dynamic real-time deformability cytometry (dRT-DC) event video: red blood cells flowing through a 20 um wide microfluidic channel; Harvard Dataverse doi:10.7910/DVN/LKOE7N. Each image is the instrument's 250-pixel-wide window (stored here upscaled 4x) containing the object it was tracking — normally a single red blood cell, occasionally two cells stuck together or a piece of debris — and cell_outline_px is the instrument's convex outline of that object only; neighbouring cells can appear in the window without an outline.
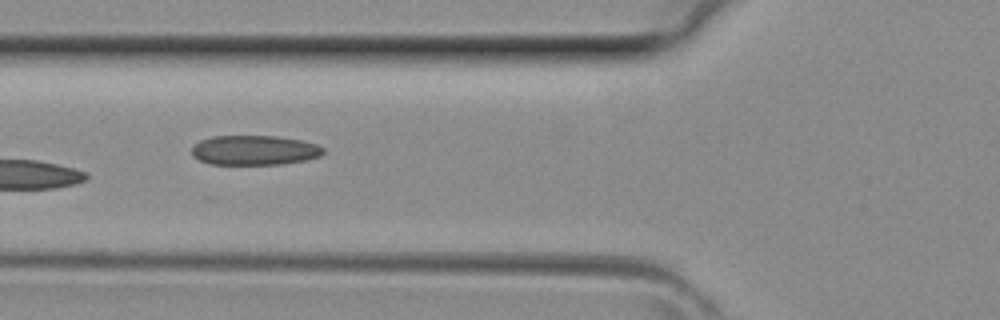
{"species": "common noctule bat (a hibernating species)", "species_latin": "Nyctalus noctula", "temperature_condition": "room temperature", "stored_images_in_passage": 5, "camera_frame_rate_fps": 3000, "um_per_image_px": 0.085, "animal": {"sex": "female", "body_mass_g": 29.2, "forearm_length_mm": 56.3}, "frame": {"image": 1, "passage_image": 4, "time_ms": 1.0, "image_size_px": [1000, 320], "cell_outline_px": [[324, 152], [320, 156], [308, 160], [280, 164], [208, 164], [192, 156], [192, 144], [200, 140], [212, 136], [276, 136], [300, 140], [316, 144], [324, 148]], "centroid_in_image_um": [21.6, 12.77], "position_along_channel_um": 104.2, "area_um2": 22.89}}
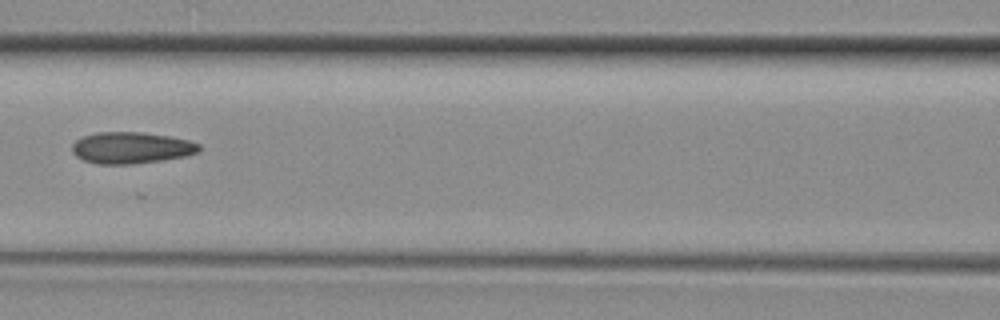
{"frame": {"image": 2, "passage_image": 5, "time_ms": 1.333, "image_size_px": [1000, 320], "cell_outline_px": [[200, 152], [188, 156], [132, 164], [96, 164], [84, 160], [76, 156], [72, 152], [72, 144], [76, 140], [84, 136], [96, 132], [140, 132], [168, 136], [188, 140], [200, 144]], "centroid_in_image_um": [11.16, 12.56], "position_along_channel_um": 155.4, "area_um2": 23.35}}